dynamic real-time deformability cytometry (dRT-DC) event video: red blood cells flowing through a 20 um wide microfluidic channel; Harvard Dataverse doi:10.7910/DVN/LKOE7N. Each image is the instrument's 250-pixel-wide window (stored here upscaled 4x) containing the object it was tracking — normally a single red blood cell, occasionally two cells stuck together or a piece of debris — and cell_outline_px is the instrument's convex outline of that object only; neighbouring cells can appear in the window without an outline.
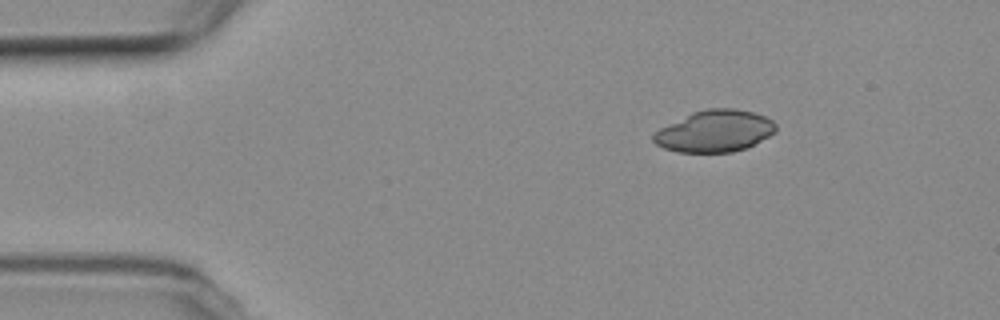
{"species": "common noctule bat (a hibernating species)", "species_latin": "Nyctalus noctula", "temperature_condition": "room temperature", "stored_images_in_passage": 4, "camera_frame_rate_fps": 3000, "um_per_image_px": 0.085, "animal": {"sex": "female", "body_mass_g": 19.3, "forearm_length_mm": 54.1}, "frame": {"image": 1, "passage_image": 1, "time_ms": 0.0, "image_size_px": [1000, 320], "cell_outline_px": [[776, 132], [744, 148], [732, 152], [676, 152], [664, 148], [656, 144], [652, 140], [652, 136], [660, 128], [692, 112], [708, 108], [736, 108], [756, 112], [772, 120], [776, 124]], "centroid_in_image_um": [60.75, 11.13], "position_along_channel_um": 24.3, "area_um2": 29.65}}